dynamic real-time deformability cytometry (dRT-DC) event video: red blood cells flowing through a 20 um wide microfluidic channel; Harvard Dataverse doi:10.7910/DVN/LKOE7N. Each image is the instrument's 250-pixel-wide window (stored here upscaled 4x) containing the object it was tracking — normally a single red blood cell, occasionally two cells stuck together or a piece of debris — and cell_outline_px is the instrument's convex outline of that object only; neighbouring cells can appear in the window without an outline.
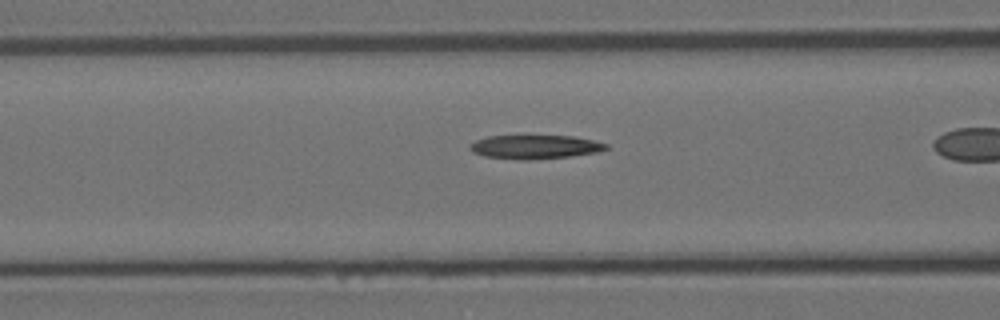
{"species": "Egyptian fruit bat (a non-hibernating species)", "species_latin": "Rousettus aegyptiacus", "temperature_condition": "room temperature", "stored_images_in_passage": 37, "camera_frame_rate_fps": 3000, "um_per_image_px": 0.085, "animal": {"sex": "female"}, "frame": {"image": 1, "passage_image": 16, "time_ms": 5.0, "image_size_px": [1000, 320], "cell_outline_px": [[608, 148], [596, 152], [568, 156], [524, 160], [484, 156], [472, 152], [468, 148], [468, 144], [476, 140], [488, 136], [572, 136], [592, 140], [608, 144]], "centroid_in_image_um": [45.41, 12.48], "position_along_channel_um": 121.2, "area_um2": 18.67}}